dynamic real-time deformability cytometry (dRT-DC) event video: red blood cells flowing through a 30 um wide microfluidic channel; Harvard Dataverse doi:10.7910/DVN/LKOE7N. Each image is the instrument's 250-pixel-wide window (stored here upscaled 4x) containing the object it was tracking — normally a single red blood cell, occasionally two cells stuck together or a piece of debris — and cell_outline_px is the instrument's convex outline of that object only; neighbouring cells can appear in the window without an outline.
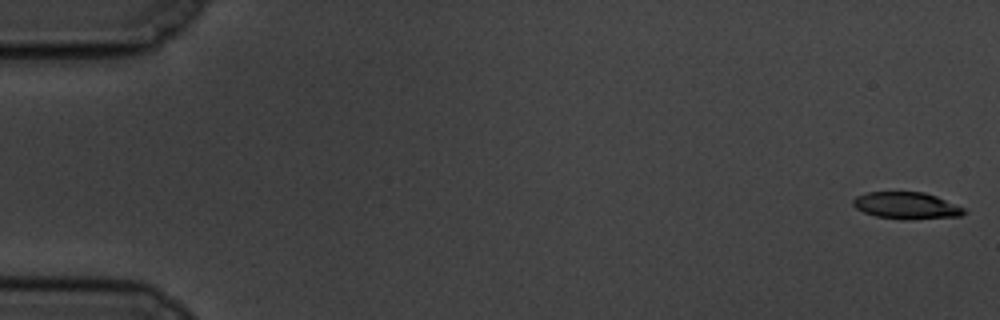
{"species": "common noctule bat (a hibernating species)", "species_latin": "Nyctalus noctula", "temperature_condition": "cold", "stored_images_in_passage": 58, "camera_frame_rate_fps": 3000, "um_per_image_px": 0.085, "animal": {"sex": "male", "body_mass_g": 19.5, "forearm_length_mm": 54.6}, "frame": {"image": 1, "passage_image": 1, "time_ms": 0.0, "image_size_px": [1000, 320], "cell_outline_px": [[968, 212], [960, 216], [908, 220], [900, 220], [876, 216], [864, 212], [856, 208], [852, 204], [852, 200], [856, 196], [868, 192], [924, 192], [936, 196], [964, 208]], "centroid_in_image_um": [77.04, 17.48], "position_along_channel_um": 8.0, "area_um2": 17.46}}
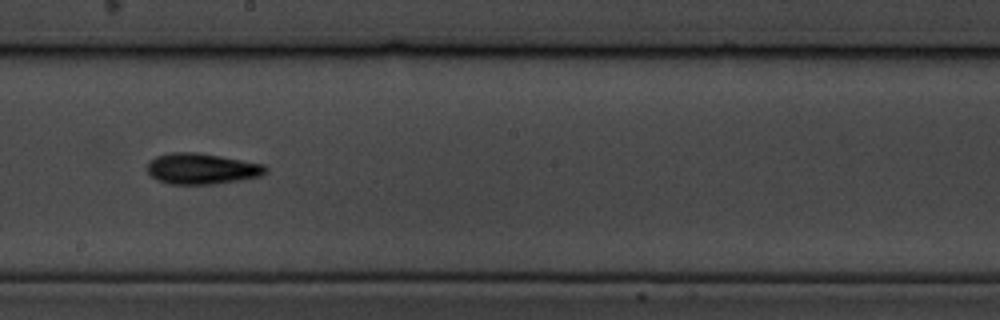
{"frame": {"image": 2, "passage_image": 33, "time_ms": 10.667, "image_size_px": [1000, 320], "cell_outline_px": [[268, 172], [260, 176], [212, 184], [168, 184], [156, 180], [148, 172], [148, 164], [156, 156], [172, 152], [196, 152], [220, 156], [264, 164], [268, 168]], "centroid_in_image_um": [17.15, 14.34], "position_along_channel_um": 231.0, "area_um2": 21.15}}
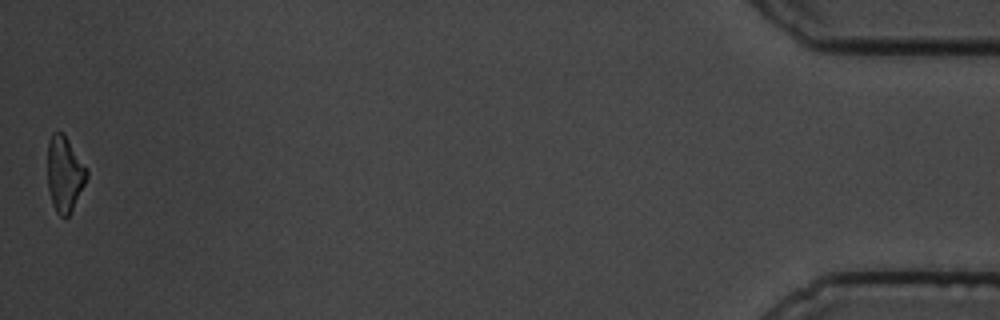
{"frame": {"image": 3, "passage_image": 58, "time_ms": 19.0, "image_size_px": [1000, 320], "cell_outline_px": [[88, 176], [68, 216], [60, 216], [56, 212], [52, 204], [48, 188], [48, 140], [52, 132], [64, 132], [88, 168]], "centroid_in_image_um": [5.49, 14.72], "position_along_channel_um": 429.7, "area_um2": 17.28}, "authors_computed_cell_mechanics": {"area_um2": 19.1029, "velocity_mm_per_s": 3.4661, "shape_relaxation_time_tau1_ms": 3.2823, "shape_relaxation_time_tau2_ms": 3.5919, "deformation_change_tau1": 0.1294, "deformation_change_tau2": 0.121}}